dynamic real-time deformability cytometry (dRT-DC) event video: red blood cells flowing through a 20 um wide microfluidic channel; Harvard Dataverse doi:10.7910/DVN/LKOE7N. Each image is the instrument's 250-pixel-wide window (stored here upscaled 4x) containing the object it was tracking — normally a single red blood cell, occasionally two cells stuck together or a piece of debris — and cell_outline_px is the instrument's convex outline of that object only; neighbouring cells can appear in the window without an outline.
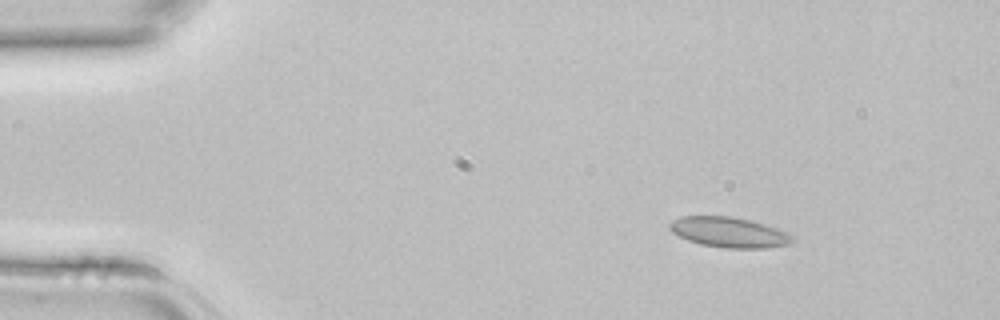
{"species": "common noctule bat (a hibernating species)", "species_latin": "Nyctalus noctula", "temperature_condition": "room temperature", "stored_images_in_passage": 3, "camera_frame_rate_fps": 3000, "um_per_image_px": 0.085, "animal": {"sex": "female", "body_mass_g": 22.7, "forearm_length_mm": 54.2}, "frame": {"image": 1, "passage_image": 1, "time_ms": 0.0, "image_size_px": [1000, 320], "cell_outline_px": [[792, 240], [788, 244], [764, 248], [724, 248], [700, 244], [688, 240], [672, 232], [668, 228], [668, 224], [672, 220], [680, 216], [732, 216], [764, 224], [788, 232], [792, 236]], "centroid_in_image_um": [61.92, 19.74], "position_along_channel_um": 23.1, "area_um2": 21.56}}
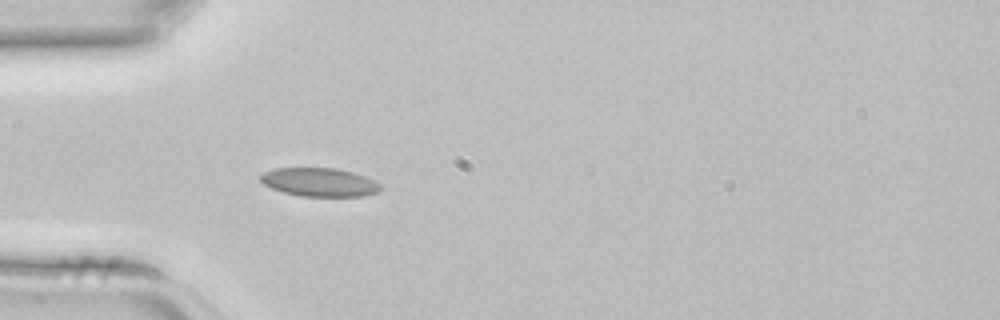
{"frame": {"image": 2, "passage_image": 3, "time_ms": 0.667, "image_size_px": [1000, 320], "cell_outline_px": [[384, 188], [380, 192], [364, 196], [300, 196], [284, 192], [272, 188], [264, 184], [260, 180], [260, 176], [264, 172], [272, 168], [336, 168], [352, 172], [364, 176], [380, 184]], "centroid_in_image_um": [27.17, 15.49], "position_along_channel_um": 57.8, "area_um2": 20.0}}